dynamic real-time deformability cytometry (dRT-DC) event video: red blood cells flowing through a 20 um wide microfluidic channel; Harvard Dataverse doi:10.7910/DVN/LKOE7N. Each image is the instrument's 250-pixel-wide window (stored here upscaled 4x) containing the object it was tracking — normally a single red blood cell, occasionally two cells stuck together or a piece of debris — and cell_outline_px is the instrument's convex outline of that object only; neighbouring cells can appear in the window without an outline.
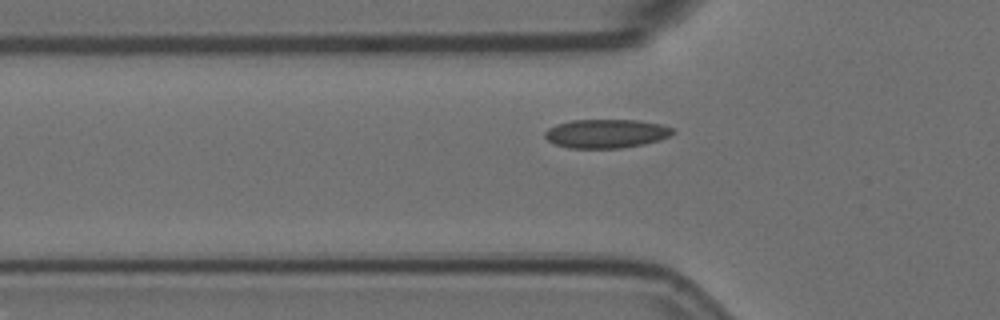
{"species": "Egyptian fruit bat (a non-hibernating species)", "species_latin": "Rousettus aegyptiacus", "temperature_condition": "room temperature", "stored_images_in_passage": 38, "camera_frame_rate_fps": 3000, "um_per_image_px": 0.085, "animal": {"sex": "female"}, "frame": {"image": 1, "passage_image": 8, "time_ms": 2.333, "image_size_px": [1000, 320], "cell_outline_px": [[676, 132], [660, 140], [644, 144], [620, 148], [568, 148], [556, 144], [548, 140], [544, 136], [544, 132], [548, 128], [556, 124], [572, 120], [636, 120], [664, 124], [672, 128]], "centroid_in_image_um": [51.54, 11.35], "position_along_channel_um": 74.3, "area_um2": 21.56}}
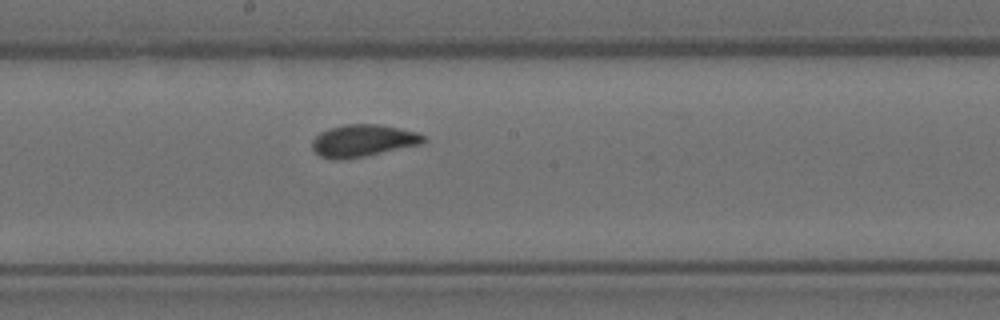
{"frame": {"image": 2, "passage_image": 20, "time_ms": 6.333, "image_size_px": [1000, 320], "cell_outline_px": [[428, 140], [424, 144], [344, 160], [332, 160], [320, 156], [312, 148], [312, 140], [320, 132], [328, 128], [344, 124], [380, 124], [400, 128], [416, 132], [424, 136]], "centroid_in_image_um": [30.87, 11.96], "position_along_channel_um": 217.3, "area_um2": 21.15}}
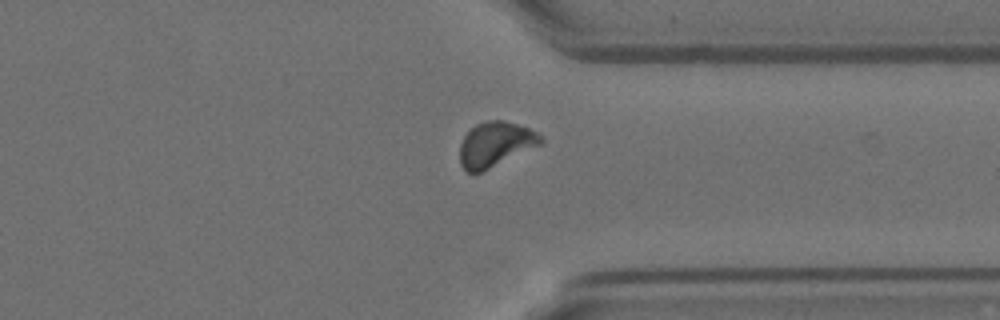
{"frame": {"image": 3, "passage_image": 33, "time_ms": 10.667, "image_size_px": [1000, 320], "cell_outline_px": [[544, 144], [480, 172], [468, 172], [460, 164], [460, 144], [464, 136], [476, 124], [484, 120], [504, 120], [528, 128], [536, 132], [544, 140]], "centroid_in_image_um": [42.12, 12.25], "position_along_channel_um": 369.3, "area_um2": 21.1}, "authors_computed_cell_mechanics": {"area_um2": 20.6057, "velocity_mm_per_s": 3.5523, "shape_relaxation_time_tau1_ms": 7.104, "shape_relaxation_time_tau2_ms": 1.0778, "deformation_change_tau1": 0.1529, "deformation_change_tau2": 0.0546}}